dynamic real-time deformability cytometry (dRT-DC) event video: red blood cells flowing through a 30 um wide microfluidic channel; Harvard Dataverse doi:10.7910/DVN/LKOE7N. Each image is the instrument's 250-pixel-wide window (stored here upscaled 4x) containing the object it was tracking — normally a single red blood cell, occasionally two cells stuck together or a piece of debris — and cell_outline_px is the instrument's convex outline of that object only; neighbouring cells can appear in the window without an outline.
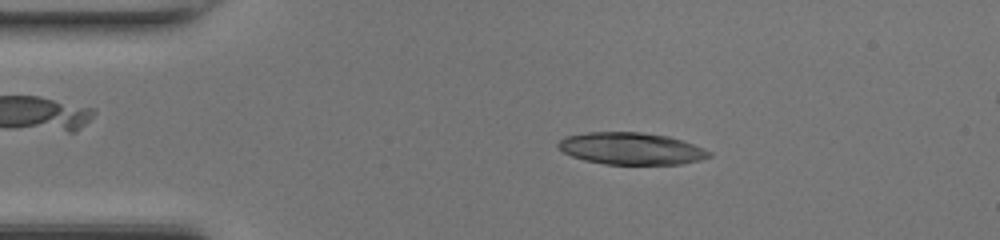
{"species": "common noctule bat (a hibernating species)", "species_latin": "Nyctalus noctula", "temperature_condition": "room temperature", "stored_images_in_passage": 45, "camera_frame_rate_fps": 3000, "um_per_image_px": 0.085, "animal": {"sex": "female", "body_mass_g": 17.0, "forearm_length_mm": 48.0}, "frame": {"image": 1, "passage_image": 7, "time_ms": 2.0, "image_size_px": [1000, 240], "cell_outline_px": [[712, 156], [700, 160], [680, 164], [604, 164], [584, 160], [572, 156], [564, 152], [556, 144], [564, 136], [588, 132], [644, 132], [668, 136], [704, 148], [712, 152]], "centroid_in_image_um": [53.65, 12.62], "position_along_channel_um": 31.4, "area_um2": 28.15}}